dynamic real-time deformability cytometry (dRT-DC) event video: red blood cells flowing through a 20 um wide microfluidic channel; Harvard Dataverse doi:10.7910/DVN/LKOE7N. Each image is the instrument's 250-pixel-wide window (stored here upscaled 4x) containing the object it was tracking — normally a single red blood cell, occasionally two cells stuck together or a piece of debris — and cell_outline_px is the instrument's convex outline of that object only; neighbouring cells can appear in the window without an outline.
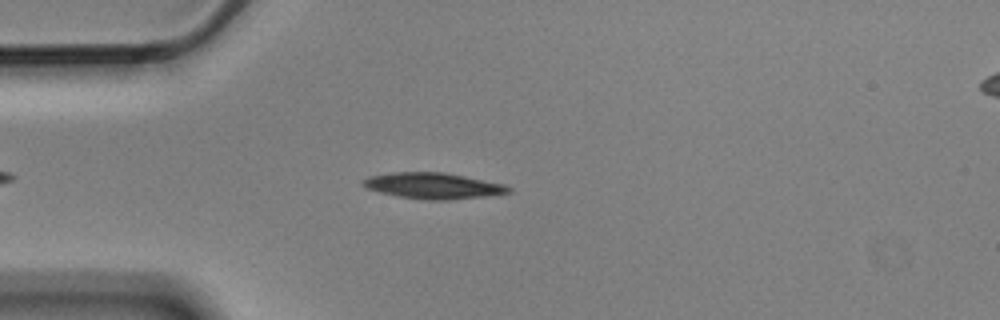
{"species": "Egyptian fruit bat (a non-hibernating species)", "species_latin": "Rousettus aegyptiacus", "temperature_condition": "cold", "stored_images_in_passage": 6, "camera_frame_rate_fps": 3000, "um_per_image_px": 0.085, "animal": {"sex": "male"}, "frame": {"image": 1, "passage_image": 5, "time_ms": 1.333, "image_size_px": [1000, 320], "cell_outline_px": [[512, 192], [484, 196], [448, 200], [428, 200], [396, 196], [380, 192], [368, 188], [360, 184], [360, 180], [368, 176], [396, 172], [444, 172], [504, 184], [512, 188]], "centroid_in_image_um": [36.79, 15.79], "position_along_channel_um": 48.2, "area_um2": 22.02}}